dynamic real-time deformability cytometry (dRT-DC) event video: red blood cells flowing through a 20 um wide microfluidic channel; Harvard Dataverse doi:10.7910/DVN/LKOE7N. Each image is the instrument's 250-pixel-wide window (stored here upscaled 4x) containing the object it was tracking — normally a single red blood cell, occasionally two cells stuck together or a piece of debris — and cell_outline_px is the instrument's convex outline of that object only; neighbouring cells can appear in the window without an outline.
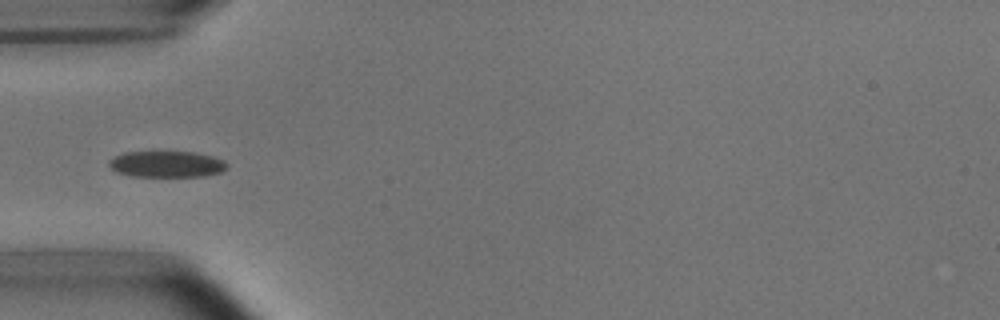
{"species": "common noctule bat (a hibernating species)", "species_latin": "Nyctalus noctula", "temperature_condition": "room temperature", "stored_images_in_passage": 5, "camera_frame_rate_fps": 3000, "um_per_image_px": 0.085, "animal": {"sex": "male", "body_mass_g": 15.6}, "frame": {"image": 1, "passage_image": 5, "time_ms": 5.333, "image_size_px": [1000, 320], "cell_outline_px": [[228, 168], [220, 172], [204, 176], [132, 176], [116, 172], [108, 164], [108, 160], [124, 152], [164, 148], [196, 152], [212, 156], [224, 160], [228, 164]], "centroid_in_image_um": [14.16, 13.89], "position_along_channel_um": 70.8, "area_um2": 19.07}}